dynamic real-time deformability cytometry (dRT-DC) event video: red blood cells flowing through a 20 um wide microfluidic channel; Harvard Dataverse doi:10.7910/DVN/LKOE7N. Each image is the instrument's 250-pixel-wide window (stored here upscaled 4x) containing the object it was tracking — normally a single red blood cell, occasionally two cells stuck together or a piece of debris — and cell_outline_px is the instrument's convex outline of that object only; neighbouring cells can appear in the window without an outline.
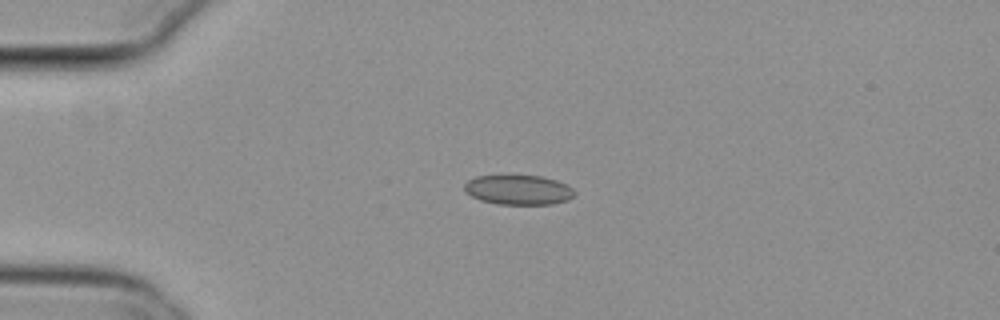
{"species": "common noctule bat (a hibernating species)", "species_latin": "Nyctalus noctula", "temperature_condition": "cold", "stored_images_in_passage": 42, "camera_frame_rate_fps": 3000, "um_per_image_px": 0.085, "animal": {"sex": "female", "body_mass_g": 29.2, "forearm_length_mm": 56.3}, "frame": {"image": 1, "passage_image": 1, "time_ms": 0.0, "image_size_px": [1000, 320], "cell_outline_px": [[576, 192], [568, 200], [552, 204], [496, 204], [480, 200], [464, 192], [464, 184], [468, 180], [476, 176], [540, 176], [556, 180], [572, 188]], "centroid_in_image_um": [44.04, 16.14], "position_along_channel_um": 41.0, "area_um2": 18.96}}
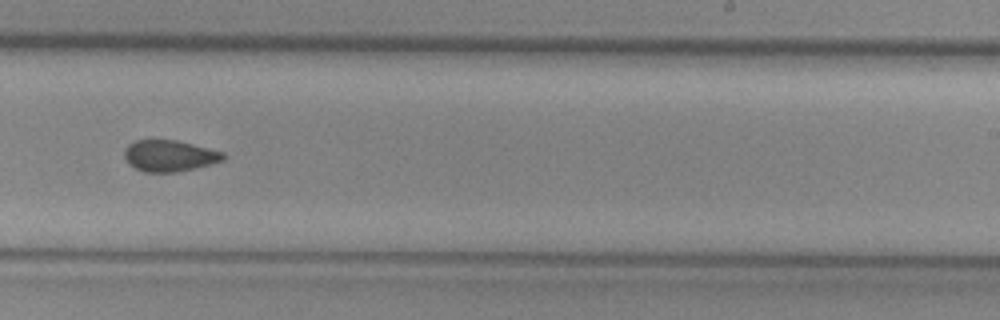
{"frame": {"image": 2, "passage_image": 22, "time_ms": 7.0, "image_size_px": [1000, 320], "cell_outline_px": [[228, 156], [224, 160], [212, 164], [196, 168], [176, 172], [144, 172], [128, 164], [124, 156], [124, 148], [128, 144], [136, 140], [176, 140], [224, 152]], "centroid_in_image_um": [14.42, 13.24], "position_along_channel_um": 274.6, "area_um2": 18.21}}
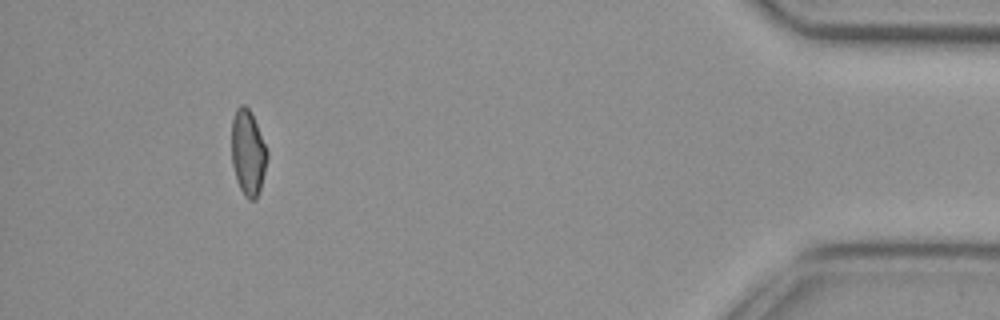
{"frame": {"image": 3, "passage_image": 38, "time_ms": 12.333, "image_size_px": [1000, 320], "cell_outline_px": [[268, 156], [260, 188], [256, 200], [248, 200], [244, 196], [236, 180], [232, 164], [232, 120], [236, 108], [240, 104], [244, 104], [248, 108], [256, 124], [268, 152]], "centroid_in_image_um": [21.06, 13.0], "position_along_channel_um": 414.1, "area_um2": 17.57}, "authors_computed_cell_mechanics": {"area_um2": 18.5827, "velocity_mm_per_s": 3.7945, "shape_relaxation_time_tau1_ms": 10.686, "shape_relaxation_time_tau2_ms": 2.8344, "deformation_change_tau1": 0.1335, "deformation_change_tau2": 0.0721}}